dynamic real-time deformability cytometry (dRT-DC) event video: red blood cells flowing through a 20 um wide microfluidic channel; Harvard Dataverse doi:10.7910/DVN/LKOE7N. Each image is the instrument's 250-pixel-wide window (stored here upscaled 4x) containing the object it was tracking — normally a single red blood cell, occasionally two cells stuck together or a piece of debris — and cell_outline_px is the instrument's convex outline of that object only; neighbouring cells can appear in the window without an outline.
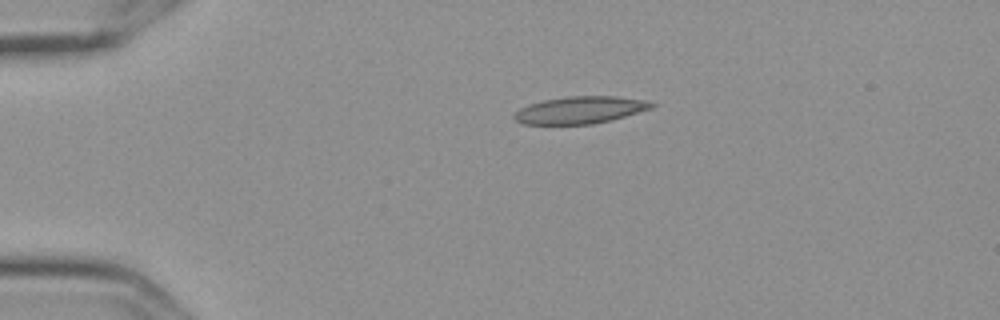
{"species": "Egyptian fruit bat (a non-hibernating species)", "species_latin": "Rousettus aegyptiacus", "temperature_condition": "cold", "stored_images_in_passage": 45, "camera_frame_rate_fps": 3000, "um_per_image_px": 0.085, "frame": {"image": 1, "passage_image": 1, "time_ms": 0.0, "image_size_px": [1000, 320], "cell_outline_px": [[656, 104], [652, 108], [612, 120], [592, 124], [524, 124], [516, 120], [512, 116], [520, 108], [528, 104], [544, 100], [568, 96], [616, 96], [648, 100]], "centroid_in_image_um": [49.33, 9.34], "position_along_channel_um": 35.7, "area_um2": 21.79}}
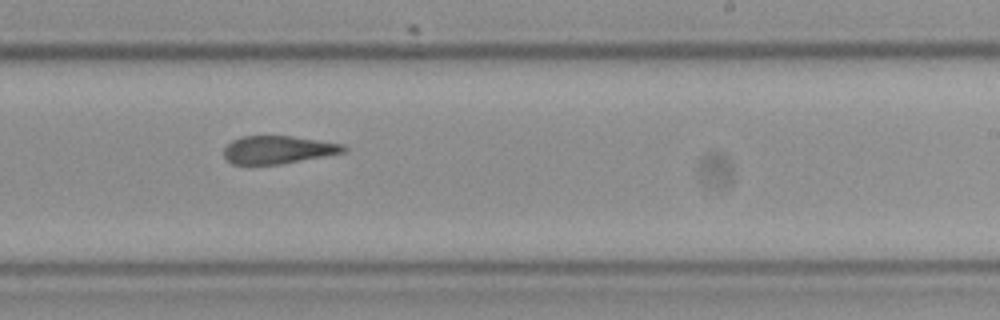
{"frame": {"image": 2, "passage_image": 24, "time_ms": 7.667, "image_size_px": [1000, 320], "cell_outline_px": [[348, 148], [344, 152], [324, 156], [280, 164], [232, 164], [224, 156], [224, 148], [232, 140], [240, 136], [292, 136], [344, 144]], "centroid_in_image_um": [23.63, 12.72], "position_along_channel_um": 265.4, "area_um2": 19.36}}
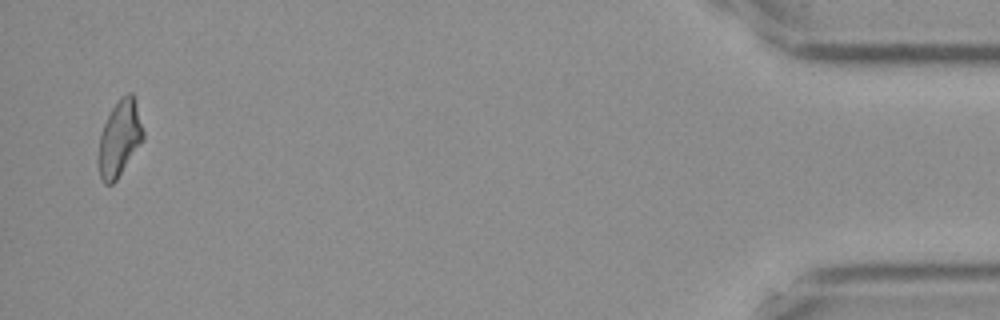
{"frame": {"image": 3, "passage_image": 44, "time_ms": 14.333, "image_size_px": [1000, 320], "cell_outline_px": [[144, 140], [116, 180], [112, 184], [104, 184], [100, 176], [100, 136], [104, 124], [112, 108], [120, 96], [128, 92], [132, 92], [136, 100], [144, 132]], "centroid_in_image_um": [10.21, 11.71], "position_along_channel_um": 425.0, "area_um2": 19.54}, "authors_computed_cell_mechanics": {"area_um2": 20.4612, "velocity_mm_per_s": 3.5856, "shape_relaxation_time_tau1_ms": null, "shape_relaxation_time_tau2_ms": 2.9039, "deformation_change_tau1": null, "deformation_change_tau2": 0.0994}}